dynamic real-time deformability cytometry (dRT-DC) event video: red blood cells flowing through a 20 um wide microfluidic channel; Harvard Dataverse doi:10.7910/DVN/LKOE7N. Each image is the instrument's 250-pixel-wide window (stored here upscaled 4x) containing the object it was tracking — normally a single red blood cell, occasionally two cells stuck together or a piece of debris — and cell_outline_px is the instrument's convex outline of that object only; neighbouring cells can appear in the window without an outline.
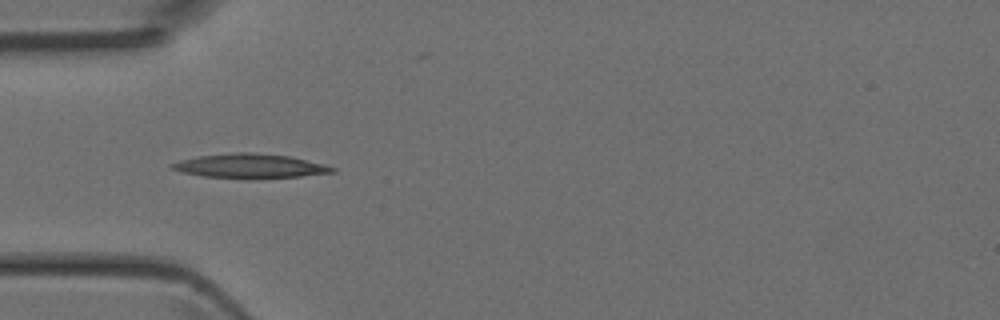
{"species": "Egyptian fruit bat (a non-hibernating species)", "species_latin": "Rousettus aegyptiacus", "temperature_condition": "room temperature", "stored_images_in_passage": 7, "camera_frame_rate_fps": 3000, "um_per_image_px": 0.085, "animal": {"sex": "female"}, "frame": {"image": 1, "passage_image": 4, "time_ms": 1.0, "image_size_px": [1000, 320], "cell_outline_px": [[336, 172], [300, 176], [256, 180], [204, 176], [184, 172], [168, 168], [168, 164], [180, 160], [200, 156], [236, 152], [252, 152], [288, 156], [324, 164], [336, 168]], "centroid_in_image_um": [21.25, 14.13], "position_along_channel_um": 63.8, "area_um2": 22.95}}
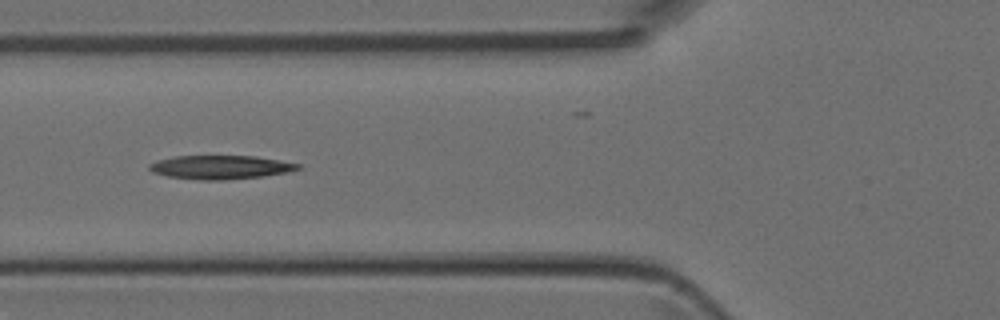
{"frame": {"image": 2, "passage_image": 5, "time_ms": 1.333, "image_size_px": [1000, 320], "cell_outline_px": [[300, 168], [288, 172], [264, 176], [224, 180], [200, 180], [168, 176], [152, 172], [148, 168], [148, 164], [156, 160], [176, 156], [256, 156], [280, 160], [300, 164]], "centroid_in_image_um": [18.72, 14.21], "position_along_channel_um": 107.1, "area_um2": 20.58}}
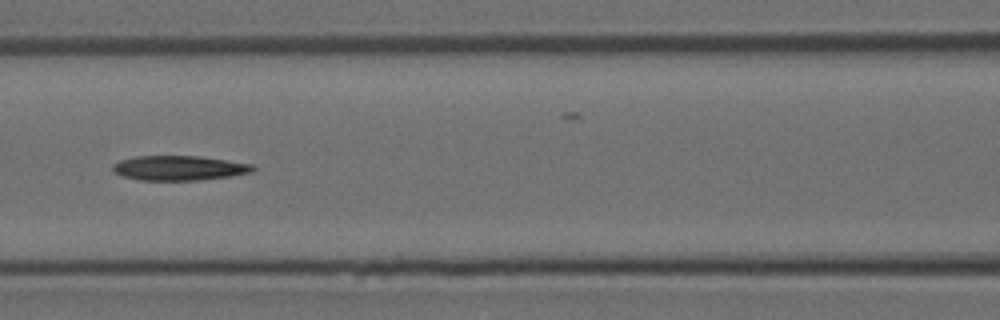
{"frame": {"image": 3, "passage_image": 6, "time_ms": 1.667, "image_size_px": [1000, 320], "cell_outline_px": [[256, 168], [252, 172], [228, 176], [200, 180], [140, 180], [124, 176], [116, 172], [112, 168], [112, 164], [120, 160], [136, 156], [200, 156], [252, 164]], "centroid_in_image_um": [15.22, 14.27], "position_along_channel_um": 151.4, "area_um2": 20.0}}